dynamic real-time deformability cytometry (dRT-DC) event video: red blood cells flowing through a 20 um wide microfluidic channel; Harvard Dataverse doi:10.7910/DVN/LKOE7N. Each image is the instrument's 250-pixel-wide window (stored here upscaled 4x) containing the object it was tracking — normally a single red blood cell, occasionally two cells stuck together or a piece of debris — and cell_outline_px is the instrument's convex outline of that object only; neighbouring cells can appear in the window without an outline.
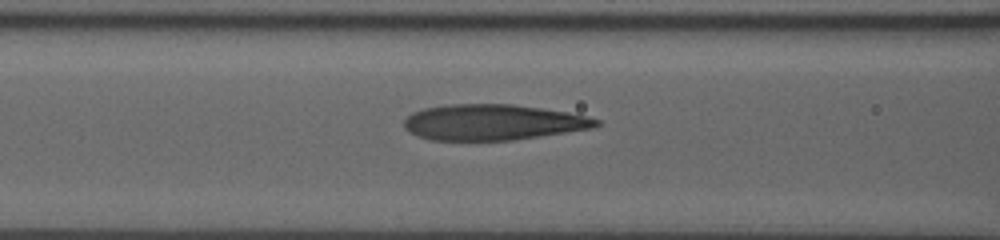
{"species": "human", "species_latin": "Homo sapiens", "temperature_condition": "room temperature", "stored_images_in_passage": 13, "camera_frame_rate_fps": 3000, "um_per_image_px": 0.085, "donor": {"sex": "male"}, "frame": {"image": 1, "passage_image": 12, "time_ms": 3.667, "image_size_px": [1000, 240], "cell_outline_px": [[600, 124], [592, 128], [512, 140], [432, 140], [416, 136], [404, 128], [404, 120], [412, 112], [424, 108], [444, 104], [512, 104], [568, 112], [588, 116], [600, 120]], "centroid_in_image_um": [41.86, 10.38], "position_along_channel_um": 124.7, "area_um2": 40.0}}